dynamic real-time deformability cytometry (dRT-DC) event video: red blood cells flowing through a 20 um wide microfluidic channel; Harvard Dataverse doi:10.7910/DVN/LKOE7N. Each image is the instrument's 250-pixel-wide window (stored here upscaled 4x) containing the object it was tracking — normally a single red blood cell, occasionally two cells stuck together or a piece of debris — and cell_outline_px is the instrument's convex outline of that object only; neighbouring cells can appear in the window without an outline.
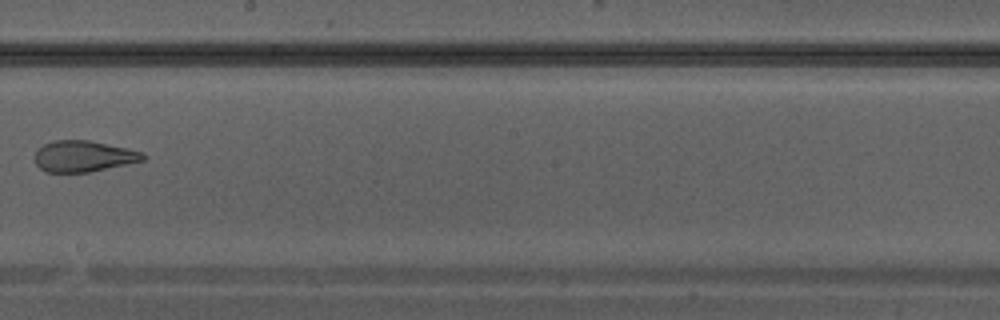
{"species": "Egyptian fruit bat (a non-hibernating species)", "species_latin": "Rousettus aegyptiacus", "temperature_condition": "warm", "stored_images_in_passage": 33, "camera_frame_rate_fps": 3000, "um_per_image_px": 0.085, "animal": {"sex": "male"}, "frame": {"image": 1, "passage_image": 19, "time_ms": 6.0, "image_size_px": [1000, 320], "cell_outline_px": [[148, 156], [144, 160], [88, 172], [44, 172], [36, 164], [36, 152], [44, 144], [52, 140], [88, 140], [128, 148], [140, 152]], "centroid_in_image_um": [7.09, 13.27], "position_along_channel_um": 241.1, "area_um2": 19.42}}